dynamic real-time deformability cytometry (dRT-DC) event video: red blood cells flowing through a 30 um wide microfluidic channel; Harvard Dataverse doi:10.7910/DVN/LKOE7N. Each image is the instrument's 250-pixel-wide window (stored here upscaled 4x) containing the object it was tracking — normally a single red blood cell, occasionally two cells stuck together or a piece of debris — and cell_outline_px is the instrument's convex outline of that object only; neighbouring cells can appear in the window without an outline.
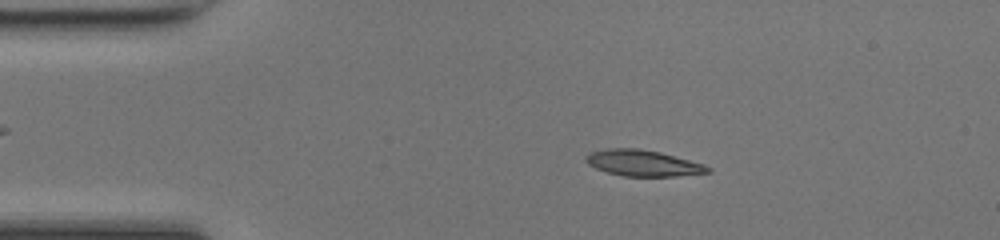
{"species": "common noctule bat (a hibernating species)", "species_latin": "Nyctalus noctula", "temperature_condition": "room temperature", "stored_images_in_passage": 47, "camera_frame_rate_fps": 3000, "um_per_image_px": 0.085, "animal": {"sex": "female", "body_mass_g": 17.0, "forearm_length_mm": 48.0}, "frame": {"image": 1, "passage_image": 8, "time_ms": 2.333, "image_size_px": [1000, 240], "cell_outline_px": [[712, 172], [676, 176], [624, 176], [608, 172], [596, 168], [588, 164], [584, 160], [584, 156], [588, 152], [608, 148], [636, 148], [660, 152], [704, 164], [712, 168]], "centroid_in_image_um": [54.64, 13.86], "position_along_channel_um": 30.4, "area_um2": 18.61}}
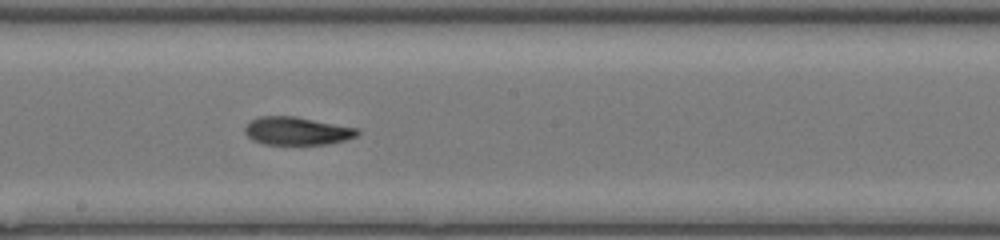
{"frame": {"image": 2, "passage_image": 25, "time_ms": 8.0, "image_size_px": [1000, 240], "cell_outline_px": [[360, 132], [356, 136], [344, 140], [328, 144], [264, 144], [252, 140], [244, 132], [244, 128], [252, 120], [260, 116], [296, 116], [360, 128]], "centroid_in_image_um": [25.27, 11.12], "position_along_channel_um": 222.9, "area_um2": 18.44}}
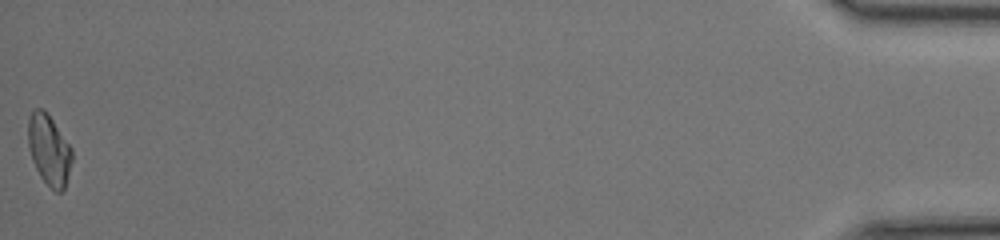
{"frame": {"image": 3, "passage_image": 47, "time_ms": 15.333, "image_size_px": [1000, 240], "cell_outline_px": [[72, 160], [64, 188], [60, 192], [56, 192], [40, 176], [32, 160], [28, 148], [28, 120], [32, 112], [36, 108], [44, 108], [72, 148]], "centroid_in_image_um": [4.16, 12.71], "position_along_channel_um": 431.0, "area_um2": 17.86}, "authors_computed_cell_mechanics": {"area_um2": 18.2648, "velocity_mm_per_s": 4.3007, "shape_relaxation_time_tau1_ms": null, "shape_relaxation_time_tau2_ms": 4.1816, "deformation_change_tau1": null, "deformation_change_tau2": 0.1094}}